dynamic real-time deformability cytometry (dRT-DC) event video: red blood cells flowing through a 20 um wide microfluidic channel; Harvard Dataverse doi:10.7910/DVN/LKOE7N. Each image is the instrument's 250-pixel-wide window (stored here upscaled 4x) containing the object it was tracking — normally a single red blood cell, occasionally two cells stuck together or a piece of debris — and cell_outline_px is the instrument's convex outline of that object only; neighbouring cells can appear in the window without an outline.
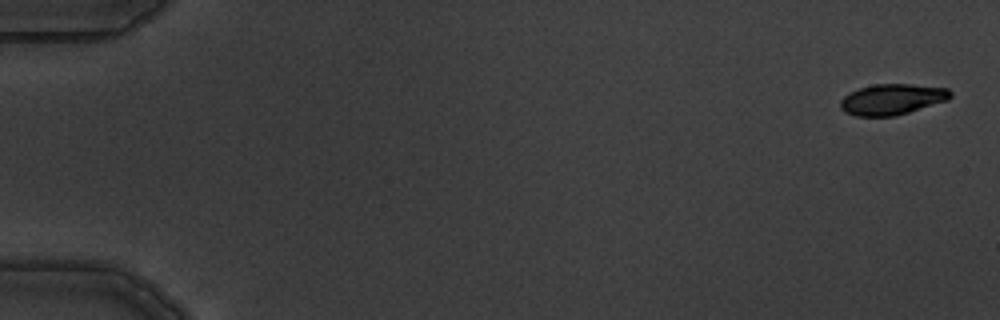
{"species": "common noctule bat (a hibernating species)", "species_latin": "Nyctalus noctula", "temperature_condition": "warm", "stored_images_in_passage": 5, "camera_frame_rate_fps": 3000, "um_per_image_px": 0.085, "animal": {"sex": "male", "body_mass_g": 19.5, "forearm_length_mm": 54.6}, "frame": {"image": 1, "passage_image": 1, "time_ms": 0.0, "image_size_px": [1000, 320], "cell_outline_px": [[952, 96], [948, 100], [896, 116], [856, 116], [844, 112], [840, 108], [840, 100], [848, 92], [872, 84], [912, 84], [948, 88], [952, 92]], "centroid_in_image_um": [75.82, 8.44], "position_along_channel_um": 9.2, "area_um2": 19.94}}
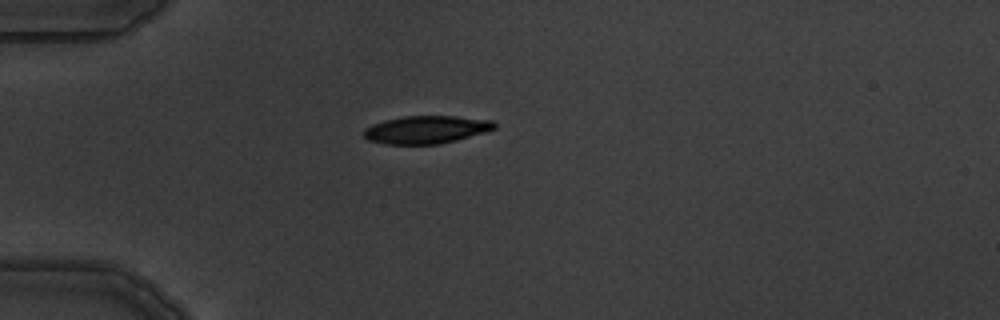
{"frame": {"image": 2, "passage_image": 4, "time_ms": 4.667, "image_size_px": [1000, 320], "cell_outline_px": [[496, 128], [484, 132], [456, 140], [440, 144], [384, 144], [368, 140], [364, 136], [364, 128], [372, 124], [384, 120], [404, 116], [456, 116], [492, 120], [496, 124]], "centroid_in_image_um": [36.21, 11.01], "position_along_channel_um": 48.8, "area_um2": 21.15}}